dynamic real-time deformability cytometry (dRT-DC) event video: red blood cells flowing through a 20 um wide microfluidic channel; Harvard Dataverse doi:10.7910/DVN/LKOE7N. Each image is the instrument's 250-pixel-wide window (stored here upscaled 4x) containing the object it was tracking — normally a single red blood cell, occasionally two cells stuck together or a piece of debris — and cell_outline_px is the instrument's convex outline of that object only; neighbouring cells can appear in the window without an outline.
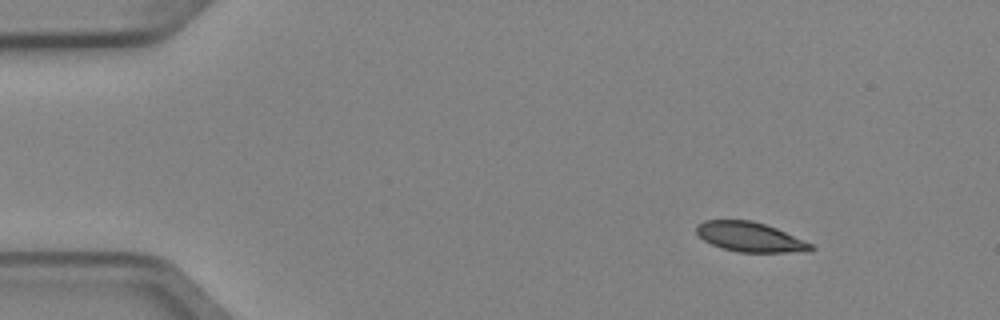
{"species": "Egyptian fruit bat (a non-hibernating species)", "species_latin": "Rousettus aegyptiacus", "temperature_condition": "cold", "stored_images_in_passage": 4, "camera_frame_rate_fps": 3000, "um_per_image_px": 0.085, "animal": {"sex": "female"}, "frame": {"image": 1, "passage_image": 1, "time_ms": 0.0, "image_size_px": [1000, 320], "cell_outline_px": [[816, 248], [808, 252], [736, 252], [720, 248], [704, 240], [696, 232], [696, 228], [704, 220], [752, 220], [776, 228], [804, 240], [812, 244]], "centroid_in_image_um": [63.78, 20.15], "position_along_channel_um": 21.2, "area_um2": 19.77}}
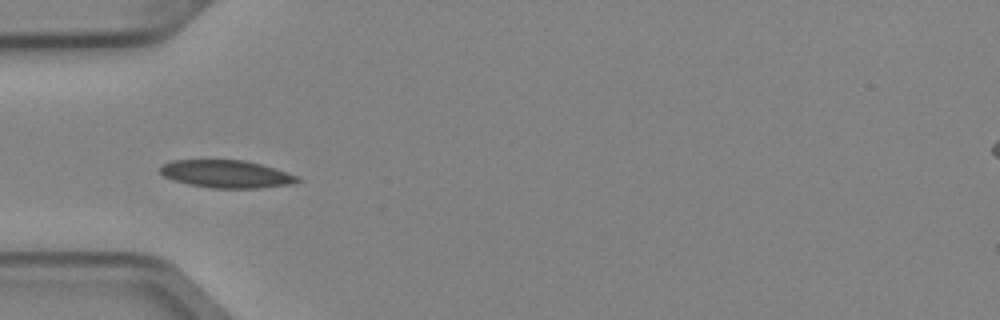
{"frame": {"image": 2, "passage_image": 4, "time_ms": 1.0, "image_size_px": [1000, 320], "cell_outline_px": [[304, 180], [292, 184], [260, 188], [212, 188], [188, 184], [164, 176], [160, 172], [160, 168], [164, 164], [172, 160], [244, 160], [260, 164], [300, 176]], "centroid_in_image_um": [19.3, 14.79], "position_along_channel_um": 65.7, "area_um2": 22.08}}